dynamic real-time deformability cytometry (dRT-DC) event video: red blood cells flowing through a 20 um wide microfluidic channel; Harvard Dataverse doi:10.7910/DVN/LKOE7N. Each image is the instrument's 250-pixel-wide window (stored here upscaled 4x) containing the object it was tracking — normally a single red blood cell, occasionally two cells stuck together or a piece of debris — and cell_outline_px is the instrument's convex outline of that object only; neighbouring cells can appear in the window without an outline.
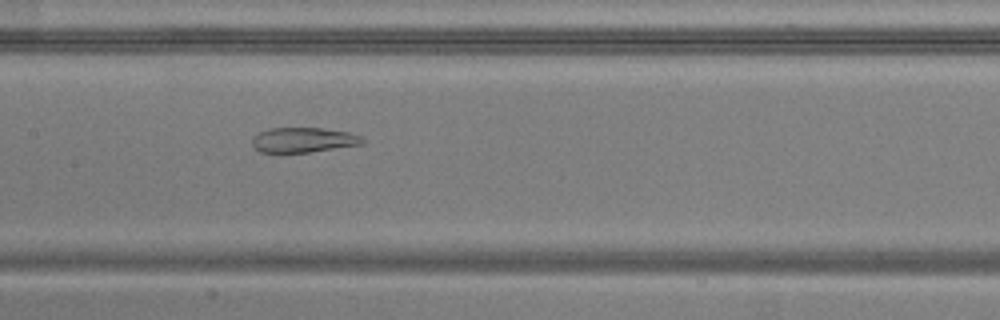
{"species": "common noctule bat (a hibernating species)", "species_latin": "Nyctalus noctula", "temperature_condition": "warm", "stored_images_in_passage": 50, "camera_frame_rate_fps": 3000, "um_per_image_px": 0.085, "animal": {"sex": "male", "body_mass_g": 20.5, "forearm_length_mm": 52.5}, "frame": {"image": 1, "passage_image": 24, "time_ms": 7.667, "image_size_px": [1000, 320], "cell_outline_px": [[364, 144], [308, 152], [260, 152], [252, 144], [252, 136], [268, 128], [320, 128], [348, 132], [364, 136]], "centroid_in_image_um": [25.8, 11.89], "position_along_channel_um": 181.6, "area_um2": 16.01}}
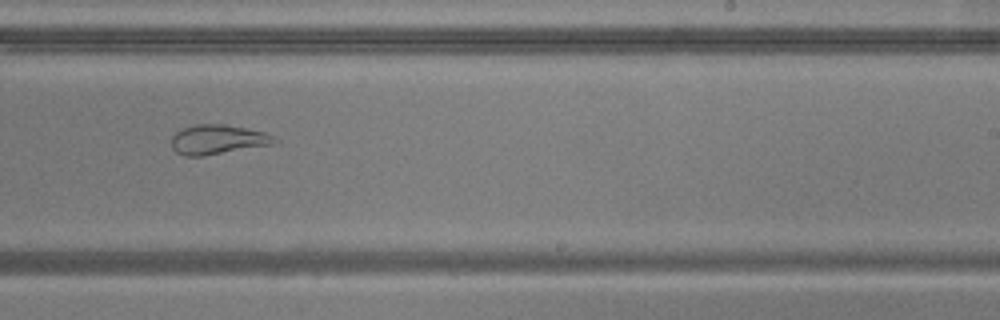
{"frame": {"image": 2, "passage_image": 31, "time_ms": 10.0, "image_size_px": [1000, 320], "cell_outline_px": [[280, 140], [276, 144], [204, 156], [184, 156], [176, 152], [172, 148], [172, 136], [176, 132], [184, 128], [196, 124], [224, 124], [264, 132]], "centroid_in_image_um": [18.52, 11.87], "position_along_channel_um": 270.5, "area_um2": 17.8}}
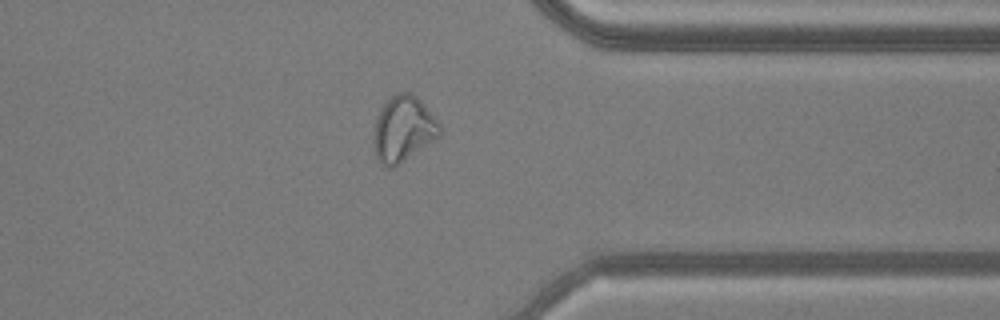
{"frame": {"image": 3, "passage_image": 40, "time_ms": 13.0, "image_size_px": [1000, 320], "cell_outline_px": [[440, 136], [436, 140], [392, 168], [388, 168], [376, 160], [372, 144], [372, 136], [376, 116], [380, 108], [392, 96], [400, 92], [408, 92], [416, 96], [420, 100], [440, 124]], "centroid_in_image_um": [34.23, 10.99], "position_along_channel_um": 377.2, "area_um2": 25.49}, "authors_computed_cell_mechanics": {"area_um2": 25.6343, "velocity_mm_per_s": 3.8311, "shape_relaxation_time_tau1_ms": null, "shape_relaxation_time_tau2_ms": 1.9424, "deformation_change_tau1": null, "deformation_change_tau2": 0.0926}}